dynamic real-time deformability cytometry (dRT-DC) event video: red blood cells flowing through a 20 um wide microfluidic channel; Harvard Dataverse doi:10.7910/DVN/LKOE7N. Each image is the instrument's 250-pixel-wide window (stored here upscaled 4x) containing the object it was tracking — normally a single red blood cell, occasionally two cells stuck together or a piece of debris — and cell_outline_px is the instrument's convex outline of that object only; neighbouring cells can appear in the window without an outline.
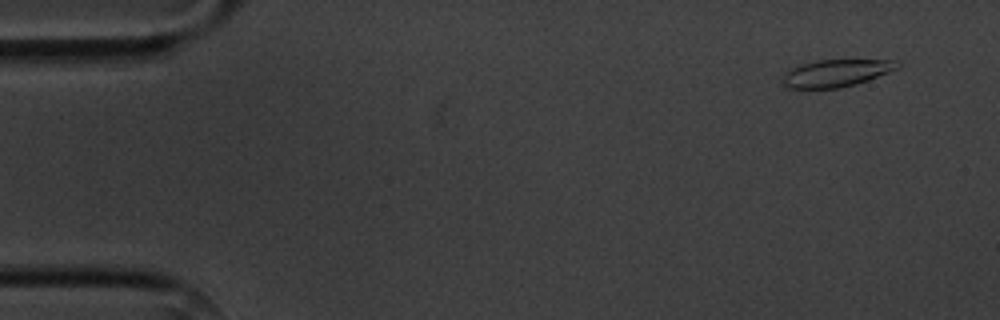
{"species": "common noctule bat (a hibernating species)", "species_latin": "Nyctalus noctula", "temperature_condition": "cold", "stored_images_in_passage": 5, "camera_frame_rate_fps": 3000, "um_per_image_px": 0.085, "animal": {"sex": "male", "body_mass_g": 20.1, "forearm_length_mm": 53.5}, "frame": {"image": 1, "passage_image": 1, "time_ms": 0.0, "image_size_px": [1000, 320], "cell_outline_px": [[900, 68], [868, 80], [856, 84], [840, 88], [788, 88], [780, 84], [784, 72], [788, 68], [800, 64], [816, 60], [896, 60], [900, 64]], "centroid_in_image_um": [71.02, 6.21], "position_along_channel_um": 14.0, "area_um2": 18.55}}
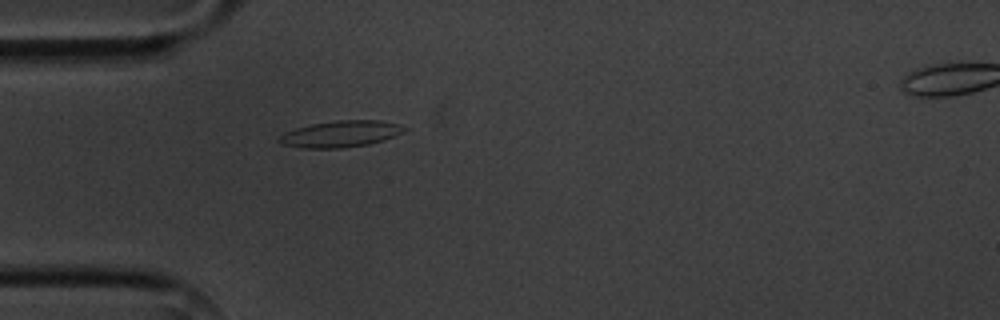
{"frame": {"image": 2, "passage_image": 4, "time_ms": 4.0, "image_size_px": [1000, 320], "cell_outline_px": [[408, 128], [404, 132], [384, 140], [368, 144], [340, 148], [304, 148], [280, 144], [276, 140], [284, 132], [296, 128], [312, 124], [336, 120], [380, 120], [400, 124]], "centroid_in_image_um": [28.96, 11.38], "position_along_channel_um": 56.0, "area_um2": 19.36}}